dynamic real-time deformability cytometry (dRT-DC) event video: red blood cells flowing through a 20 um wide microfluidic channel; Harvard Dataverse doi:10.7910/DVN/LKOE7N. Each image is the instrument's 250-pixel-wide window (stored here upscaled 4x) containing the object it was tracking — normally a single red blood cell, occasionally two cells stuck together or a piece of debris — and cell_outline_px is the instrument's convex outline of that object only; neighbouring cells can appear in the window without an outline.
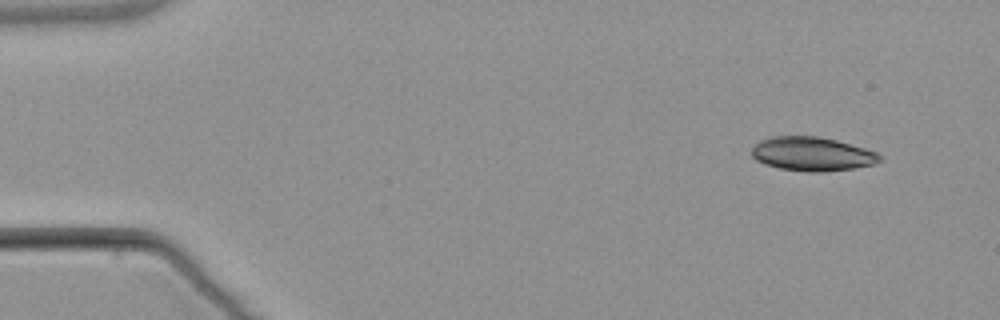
{"species": "common noctule bat (a hibernating species)", "species_latin": "Nyctalus noctula", "temperature_condition": "warm", "stored_images_in_passage": 5, "camera_frame_rate_fps": 3000, "um_per_image_px": 0.085, "animal": {"sex": "male", "body_mass_g": 21.5, "forearm_length_mm": 52.0}, "frame": {"image": 1, "passage_image": 2, "time_ms": 1.333, "image_size_px": [1000, 320], "cell_outline_px": [[880, 160], [876, 164], [852, 168], [824, 172], [808, 172], [780, 168], [764, 164], [756, 160], [752, 156], [752, 148], [760, 140], [772, 136], [816, 136], [836, 140], [864, 148], [876, 152], [880, 156]], "centroid_in_image_um": [69.01, 13.09], "position_along_channel_um": 16.0, "area_um2": 25.2}}
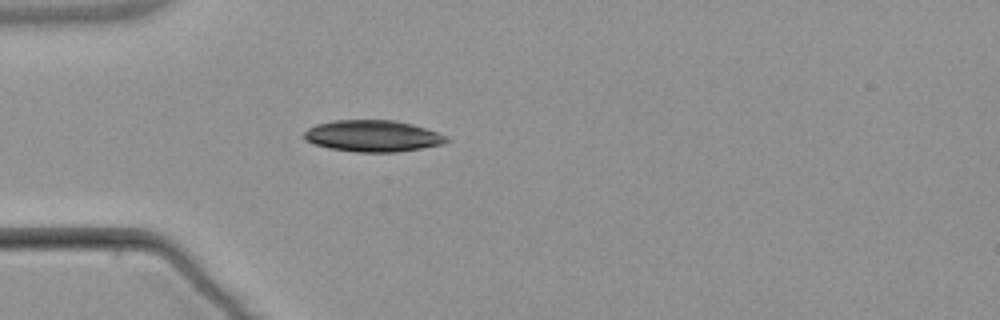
{"frame": {"image": 2, "passage_image": 5, "time_ms": 5.0, "image_size_px": [1000, 320], "cell_outline_px": [[452, 140], [444, 144], [396, 152], [356, 152], [328, 148], [304, 140], [300, 136], [308, 128], [316, 124], [332, 120], [396, 120], [412, 124], [448, 136]], "centroid_in_image_um": [31.66, 11.55], "position_along_channel_um": 53.3, "area_um2": 26.36}}